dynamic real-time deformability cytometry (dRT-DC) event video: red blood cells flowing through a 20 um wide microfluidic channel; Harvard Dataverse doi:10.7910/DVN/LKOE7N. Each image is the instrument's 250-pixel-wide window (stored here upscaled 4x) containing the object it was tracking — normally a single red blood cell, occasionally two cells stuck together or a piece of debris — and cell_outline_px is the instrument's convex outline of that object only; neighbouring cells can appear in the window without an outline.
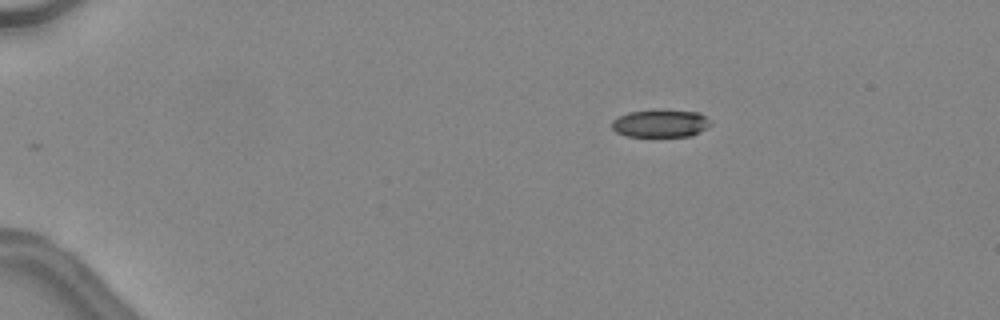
{"species": "common noctule bat (a hibernating species)", "species_latin": "Nyctalus noctula", "temperature_condition": "warm", "stored_images_in_passage": 39, "camera_frame_rate_fps": 3000, "um_per_image_px": 0.085, "animal": {"sex": "female", "body_mass_g": 24.6, "forearm_length_mm": 56.2}, "frame": {"image": 1, "passage_image": 1, "time_ms": 0.0, "image_size_px": [1000, 320], "cell_outline_px": [[712, 124], [700, 132], [692, 136], [628, 136], [616, 132], [612, 128], [612, 120], [628, 112], [664, 108], [700, 112], [712, 120]], "centroid_in_image_um": [56.2, 10.46], "position_along_channel_um": 28.8, "area_um2": 16.42}}
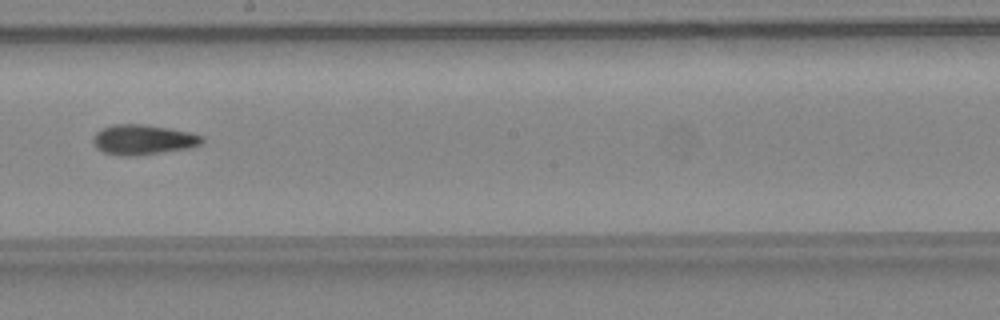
{"frame": {"image": 2, "passage_image": 21, "time_ms": 6.667, "image_size_px": [1000, 320], "cell_outline_px": [[204, 140], [200, 144], [188, 148], [132, 156], [124, 156], [104, 152], [96, 148], [92, 140], [96, 132], [112, 124], [144, 124], [168, 128], [188, 132], [204, 136]], "centroid_in_image_um": [12.14, 11.86], "position_along_channel_um": 236.1, "area_um2": 18.84}}
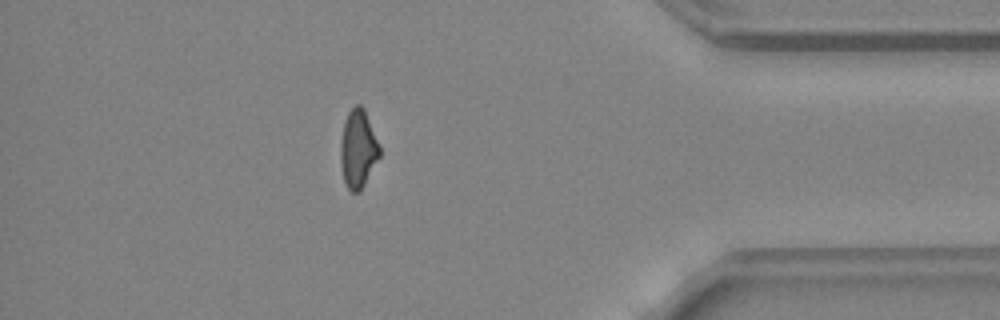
{"frame": {"image": 3, "passage_image": 34, "time_ms": 11.0, "image_size_px": [1000, 320], "cell_outline_px": [[380, 156], [360, 192], [352, 192], [344, 184], [340, 164], [340, 144], [344, 120], [348, 112], [356, 104], [360, 104], [364, 108], [380, 144]], "centroid_in_image_um": [30.43, 12.65], "position_along_channel_um": 404.8, "area_um2": 18.09}, "authors_computed_cell_mechanics": {"area_um2": 18.3226, "velocity_mm_per_s": 4.5663, "shape_relaxation_time_tau1_ms": 7.6374, "shape_relaxation_time_tau2_ms": 3.8051, "deformation_change_tau1": 0.2215, "deformation_change_tau2": 0.1364}}